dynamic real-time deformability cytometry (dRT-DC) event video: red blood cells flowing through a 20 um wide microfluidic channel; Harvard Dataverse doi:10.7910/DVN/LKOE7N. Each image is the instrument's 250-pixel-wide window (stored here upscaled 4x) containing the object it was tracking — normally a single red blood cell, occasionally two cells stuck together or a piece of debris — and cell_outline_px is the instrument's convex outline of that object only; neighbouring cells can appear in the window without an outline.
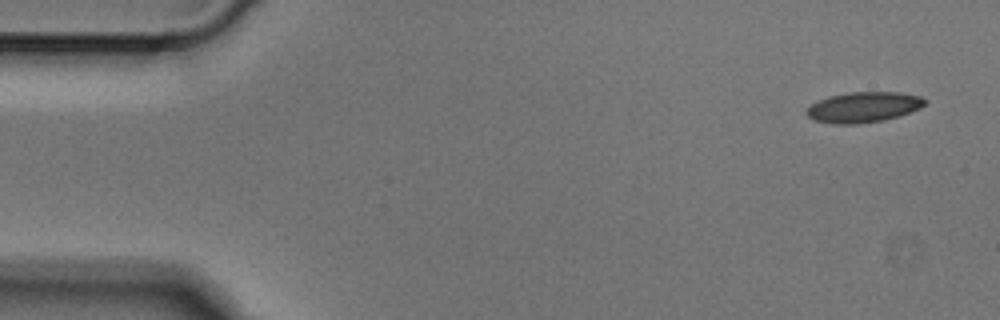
{"species": "Egyptian fruit bat (a non-hibernating species)", "species_latin": "Rousettus aegyptiacus", "temperature_condition": "cold", "stored_images_in_passage": 4, "camera_frame_rate_fps": 3000, "um_per_image_px": 0.085, "animal": {"sex": "male"}, "frame": {"image": 1, "passage_image": 1, "time_ms": 0.0, "image_size_px": [1000, 320], "cell_outline_px": [[928, 100], [920, 108], [900, 116], [884, 120], [860, 124], [832, 124], [812, 120], [804, 112], [812, 104], [828, 96], [848, 92], [900, 92], [920, 96]], "centroid_in_image_um": [73.39, 9.11], "position_along_channel_um": 11.6, "area_um2": 21.21}}
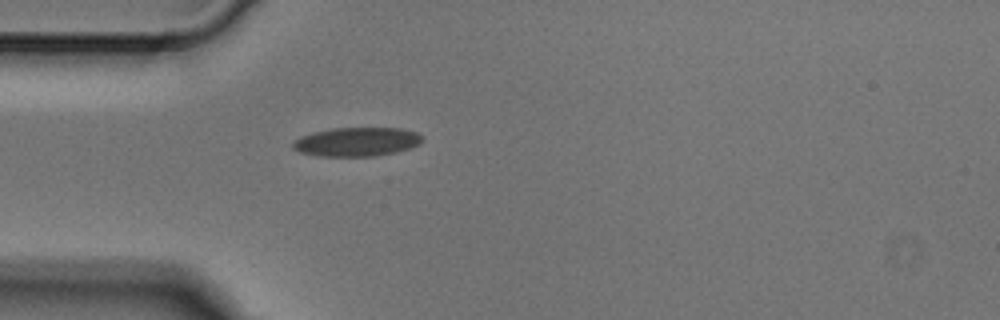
{"frame": {"image": 2, "passage_image": 4, "time_ms": 1.0, "image_size_px": [1000, 320], "cell_outline_px": [[424, 140], [420, 144], [412, 148], [396, 152], [376, 156], [320, 156], [300, 152], [292, 148], [292, 144], [300, 136], [312, 132], [332, 128], [400, 128], [416, 132], [424, 136]], "centroid_in_image_um": [30.37, 12.05], "position_along_channel_um": 54.6, "area_um2": 22.02}}